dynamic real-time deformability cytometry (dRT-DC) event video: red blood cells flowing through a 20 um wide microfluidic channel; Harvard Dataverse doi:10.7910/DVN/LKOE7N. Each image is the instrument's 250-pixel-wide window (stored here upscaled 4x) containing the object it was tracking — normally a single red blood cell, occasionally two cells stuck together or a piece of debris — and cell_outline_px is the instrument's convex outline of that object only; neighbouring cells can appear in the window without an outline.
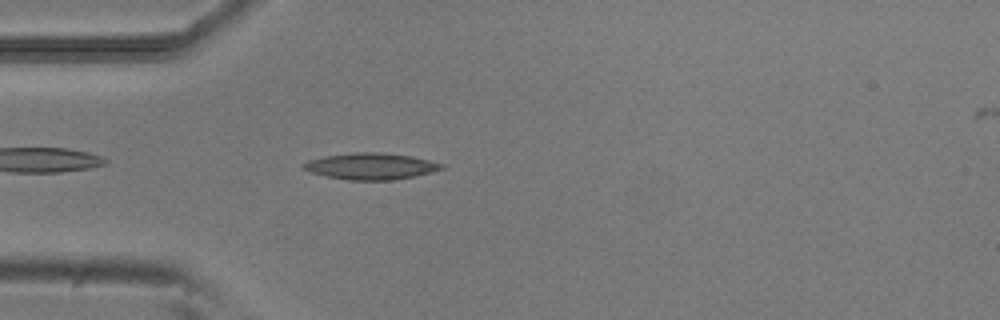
{"species": "common noctule bat (a hibernating species)", "species_latin": "Nyctalus noctula", "temperature_condition": "room temperature", "stored_images_in_passage": 35, "camera_frame_rate_fps": 3000, "um_per_image_px": 0.085, "animal": {"sex": "male", "body_mass_g": 20.5, "forearm_length_mm": 52.5}, "frame": {"image": 1, "passage_image": 3, "time_ms": 0.667, "image_size_px": [1000, 320], "cell_outline_px": [[444, 168], [432, 172], [392, 180], [348, 180], [328, 176], [312, 172], [300, 168], [300, 164], [308, 160], [324, 156], [352, 152], [380, 152], [412, 156], [444, 164]], "centroid_in_image_um": [31.48, 14.12], "position_along_channel_um": 53.5, "area_um2": 21.27}}
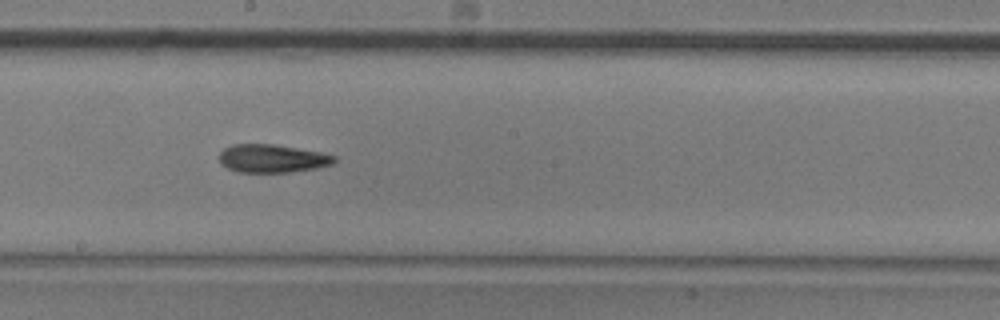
{"frame": {"image": 2, "passage_image": 17, "time_ms": 5.333, "image_size_px": [1000, 320], "cell_outline_px": [[336, 160], [332, 164], [316, 168], [292, 172], [236, 172], [220, 164], [220, 152], [224, 148], [232, 144], [272, 144], [320, 152], [336, 156]], "centroid_in_image_um": [23.12, 13.47], "position_along_channel_um": 225.1, "area_um2": 18.84}}
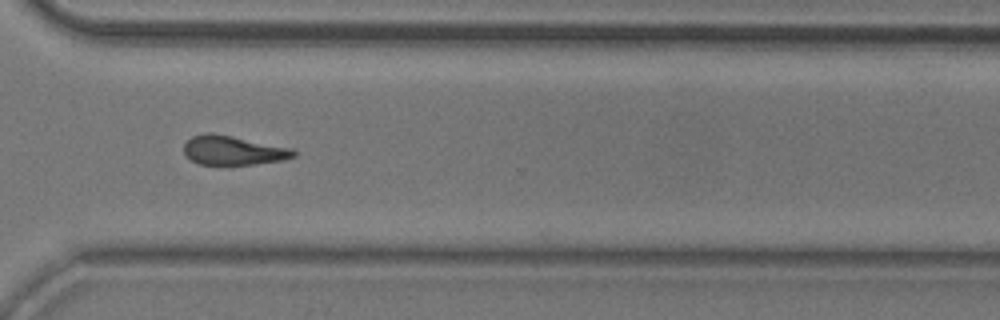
{"frame": {"image": 3, "passage_image": 27, "time_ms": 8.667, "image_size_px": [1000, 320], "cell_outline_px": [[296, 156], [284, 160], [228, 168], [200, 164], [192, 160], [184, 152], [184, 144], [192, 136], [204, 132], [212, 132], [292, 148], [296, 152]], "centroid_in_image_um": [19.81, 12.82], "position_along_channel_um": 350.8, "area_um2": 19.42}, "authors_computed_cell_mechanics": {"area_um2": 19.3052, "velocity_mm_per_s": 3.7879, "shape_relaxation_time_tau1_ms": 9.5637, "shape_relaxation_time_tau2_ms": 5.0841, "deformation_change_tau1": 0.2222, "deformation_change_tau2": 0.1531}}